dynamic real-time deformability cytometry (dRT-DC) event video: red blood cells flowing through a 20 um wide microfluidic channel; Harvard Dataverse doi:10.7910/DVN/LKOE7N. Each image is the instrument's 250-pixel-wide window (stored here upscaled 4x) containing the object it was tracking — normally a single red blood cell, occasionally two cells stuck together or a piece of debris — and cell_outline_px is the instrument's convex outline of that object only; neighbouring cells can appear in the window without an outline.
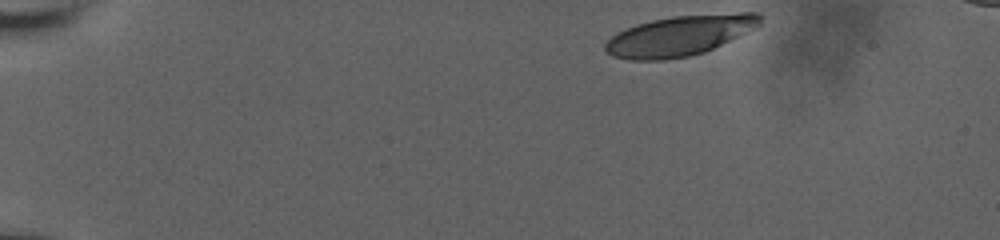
{"species": "human", "species_latin": "Homo sapiens", "temperature_condition": "room temperature", "stored_images_in_passage": 36, "camera_frame_rate_fps": 3000, "um_per_image_px": 0.085, "donor": {"sex": "male"}, "frame": {"image": 1, "passage_image": 1, "time_ms": 0.0, "image_size_px": [1000, 240], "cell_outline_px": [[764, 16], [760, 24], [756, 28], [704, 52], [688, 56], [664, 60], [628, 60], [612, 56], [604, 52], [604, 44], [616, 32], [636, 24], [652, 20], [672, 16], [740, 12], [756, 12]], "centroid_in_image_um": [57.76, 3.02], "position_along_channel_um": 27.2, "area_um2": 36.53}}
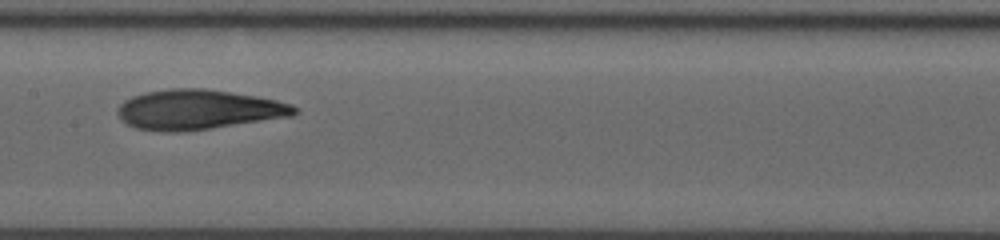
{"frame": {"image": 2, "passage_image": 19, "time_ms": 7.333, "image_size_px": [1000, 240], "cell_outline_px": [[300, 112], [292, 116], [212, 128], [180, 132], [160, 132], [136, 128], [120, 120], [116, 112], [116, 108], [124, 100], [132, 96], [144, 92], [168, 88], [204, 88], [276, 100], [292, 104], [300, 108]], "centroid_in_image_um": [16.82, 9.32], "position_along_channel_um": 190.6, "area_um2": 41.33}}
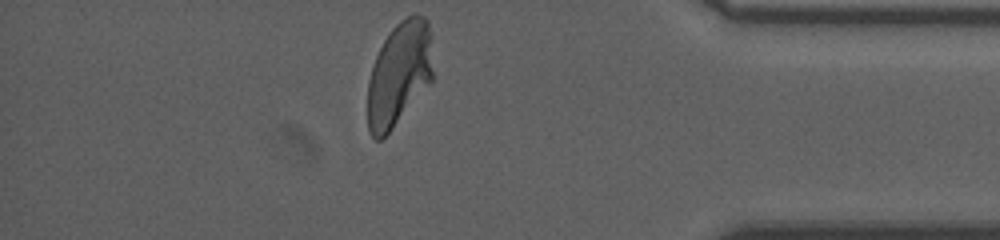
{"frame": {"image": 3, "passage_image": 36, "time_ms": 13.667, "image_size_px": [1000, 240], "cell_outline_px": [[432, 84], [392, 128], [380, 140], [376, 140], [368, 132], [368, 80], [376, 56], [388, 32], [400, 20], [416, 12], [424, 16], [428, 20], [432, 32]], "centroid_in_image_um": [33.96, 6.25], "position_along_channel_um": 401.2, "area_um2": 40.23}, "authors_computed_cell_mechanics": {"area_um2": 40.1132, "velocity_mm_per_s": 3.7483, "shape_relaxation_time_tau1_ms": 6.6442, "shape_relaxation_time_tau2_ms": 1.3348, "deformation_change_tau1": 0.2069, "deformation_change_tau2": 0.0801}}